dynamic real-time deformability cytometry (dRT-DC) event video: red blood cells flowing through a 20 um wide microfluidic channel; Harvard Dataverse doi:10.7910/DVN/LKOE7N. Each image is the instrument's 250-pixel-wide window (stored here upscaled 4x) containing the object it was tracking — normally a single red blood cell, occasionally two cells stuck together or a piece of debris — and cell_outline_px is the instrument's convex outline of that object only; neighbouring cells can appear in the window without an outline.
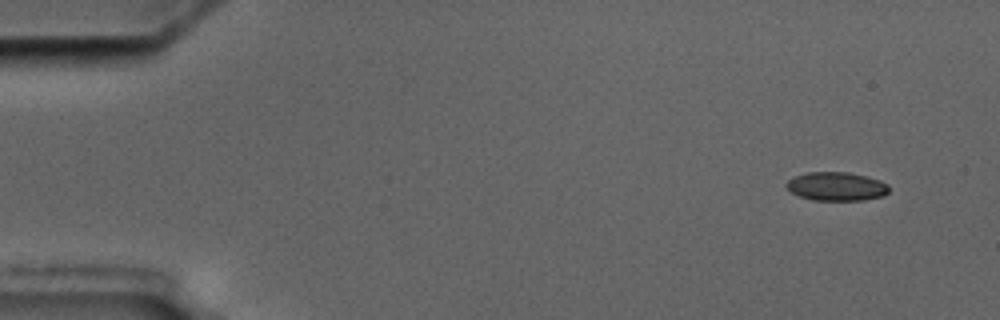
{"species": "common noctule bat (a hibernating species)", "species_latin": "Nyctalus noctula", "temperature_condition": "cold", "stored_images_in_passage": 5, "camera_frame_rate_fps": 3000, "um_per_image_px": 0.085, "animal": {"sex": "male", "body_mass_g": 17.5, "forearm_length_mm": 52.3}, "frame": {"image": 1, "passage_image": 1, "time_ms": 0.0, "image_size_px": [1000, 320], "cell_outline_px": [[888, 192], [884, 196], [864, 200], [812, 200], [800, 196], [792, 192], [784, 184], [792, 176], [808, 172], [848, 172], [868, 176], [880, 180], [888, 184]], "centroid_in_image_um": [71.1, 15.83], "position_along_channel_um": 13.9, "area_um2": 17.28}}
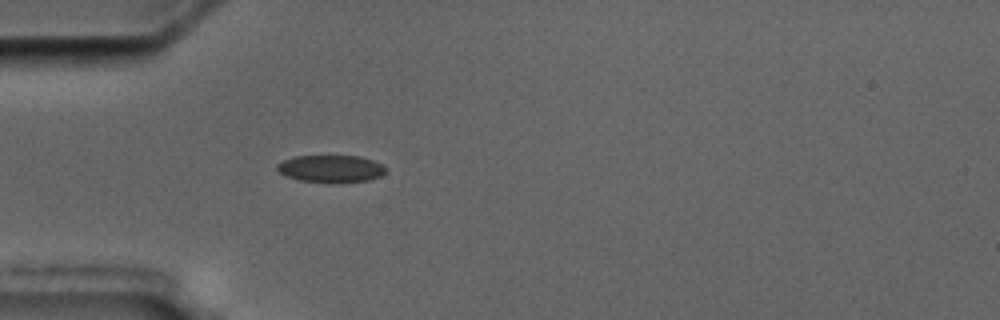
{"frame": {"image": 2, "passage_image": 5, "time_ms": 4.333, "image_size_px": [1000, 320], "cell_outline_px": [[388, 168], [380, 176], [368, 180], [300, 180], [288, 176], [280, 172], [276, 168], [276, 164], [284, 160], [296, 156], [356, 156], [372, 160], [384, 164]], "centroid_in_image_um": [28.14, 14.29], "position_along_channel_um": 56.9, "area_um2": 16.42}}